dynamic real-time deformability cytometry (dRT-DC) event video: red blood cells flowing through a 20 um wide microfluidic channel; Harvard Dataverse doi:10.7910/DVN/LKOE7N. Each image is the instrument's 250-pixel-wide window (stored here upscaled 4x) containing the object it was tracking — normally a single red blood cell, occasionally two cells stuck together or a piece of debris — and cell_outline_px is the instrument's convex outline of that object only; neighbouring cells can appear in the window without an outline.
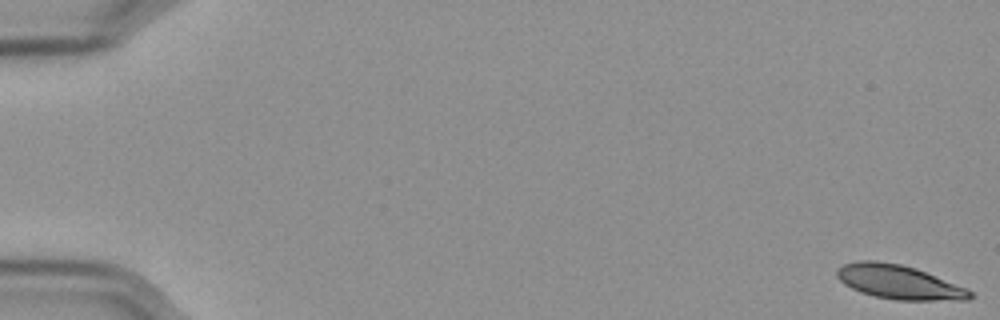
{"species": "Egyptian fruit bat (a non-hibernating species)", "species_latin": "Rousettus aegyptiacus", "temperature_condition": "cold", "stored_images_in_passage": 58, "camera_frame_rate_fps": 3000, "um_per_image_px": 0.085, "frame": {"image": 1, "passage_image": 1, "time_ms": 0.0, "image_size_px": [1000, 320], "cell_outline_px": [[972, 296], [968, 300], [896, 300], [876, 296], [860, 292], [844, 284], [836, 276], [836, 268], [844, 264], [860, 260], [876, 260], [900, 264], [916, 268], [964, 288], [972, 292]], "centroid_in_image_um": [76.34, 23.97], "position_along_channel_um": 8.7, "area_um2": 26.13}}
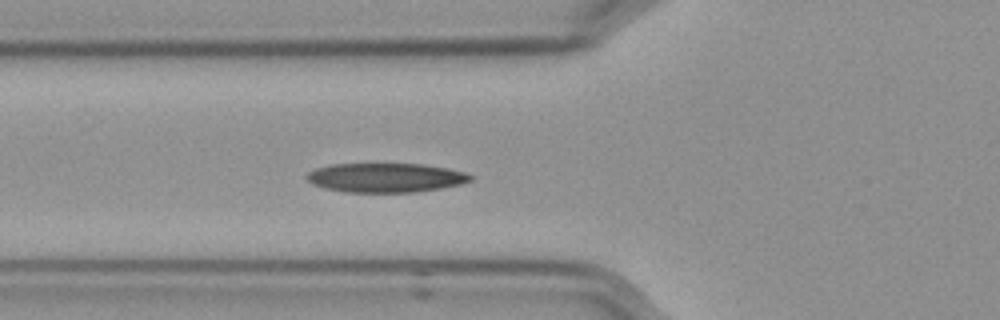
{"frame": {"image": 2, "passage_image": 22, "time_ms": 7.0, "image_size_px": [1000, 320], "cell_outline_px": [[476, 176], [472, 180], [460, 184], [440, 188], [412, 192], [344, 192], [324, 188], [312, 184], [304, 176], [308, 172], [316, 168], [332, 164], [424, 164], [448, 168], [464, 172]], "centroid_in_image_um": [32.77, 15.1], "position_along_channel_um": 93.0, "area_um2": 27.98}}
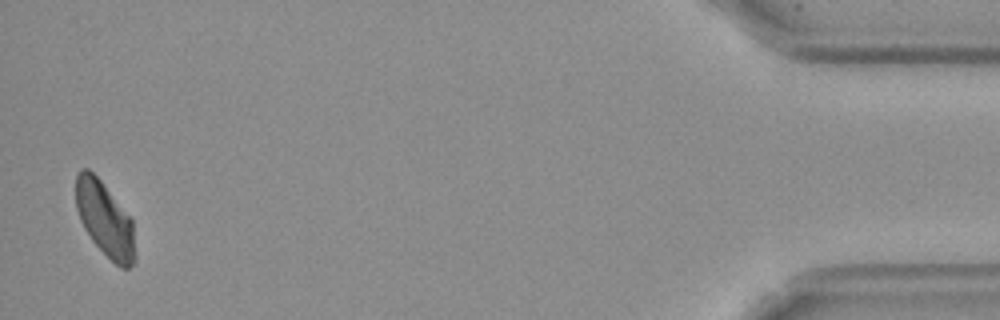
{"frame": {"image": 3, "passage_image": 57, "time_ms": 18.667, "image_size_px": [1000, 320], "cell_outline_px": [[136, 260], [128, 268], [120, 268], [92, 240], [84, 228], [80, 220], [76, 208], [76, 176], [80, 168], [88, 168], [100, 180], [132, 220], [136, 256]], "centroid_in_image_um": [8.91, 18.64], "position_along_channel_um": 426.3, "area_um2": 25.43}, "authors_computed_cell_mechanics": {"area_um2": 27.3972, "velocity_mm_per_s": 3.5475, "shape_relaxation_time_tau1_ms": 5.3906, "shape_relaxation_time_tau2_ms": null, "deformation_change_tau1": 0.1517, "deformation_change_tau2": null}}